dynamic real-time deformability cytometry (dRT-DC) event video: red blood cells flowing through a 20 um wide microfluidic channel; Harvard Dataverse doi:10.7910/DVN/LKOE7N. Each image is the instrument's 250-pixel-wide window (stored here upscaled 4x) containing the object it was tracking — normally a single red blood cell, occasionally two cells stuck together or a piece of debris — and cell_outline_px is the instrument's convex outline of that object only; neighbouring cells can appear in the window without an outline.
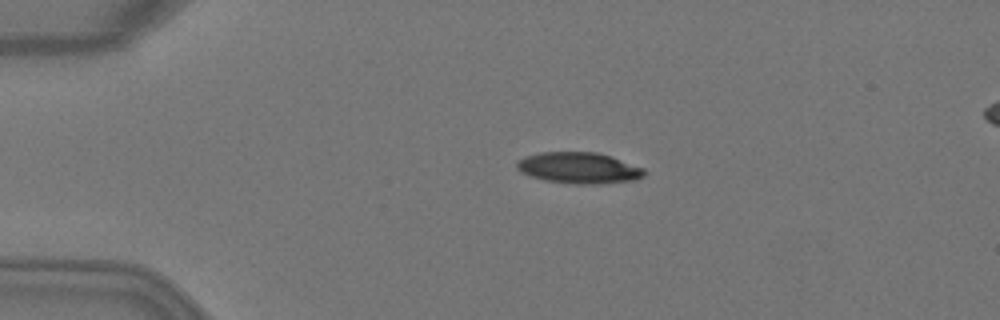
{"species": "Egyptian fruit bat (a non-hibernating species)", "species_latin": "Rousettus aegyptiacus", "temperature_condition": "warm", "stored_images_in_passage": 3, "segment_of_instrument_passage": [1, 2], "camera_frame_rate_fps": 3000, "um_per_image_px": 0.085, "animal": {"sex": "female"}, "frame": {"image": 1, "passage_image": 1, "time_ms": 0.0, "image_size_px": [1000, 320], "cell_outline_px": [[648, 172], [644, 176], [636, 180], [596, 184], [576, 184], [544, 180], [532, 176], [516, 168], [516, 164], [524, 156], [540, 152], [596, 152], [644, 168]], "centroid_in_image_um": [49.23, 14.28], "position_along_channel_um": 35.8, "area_um2": 22.95}}